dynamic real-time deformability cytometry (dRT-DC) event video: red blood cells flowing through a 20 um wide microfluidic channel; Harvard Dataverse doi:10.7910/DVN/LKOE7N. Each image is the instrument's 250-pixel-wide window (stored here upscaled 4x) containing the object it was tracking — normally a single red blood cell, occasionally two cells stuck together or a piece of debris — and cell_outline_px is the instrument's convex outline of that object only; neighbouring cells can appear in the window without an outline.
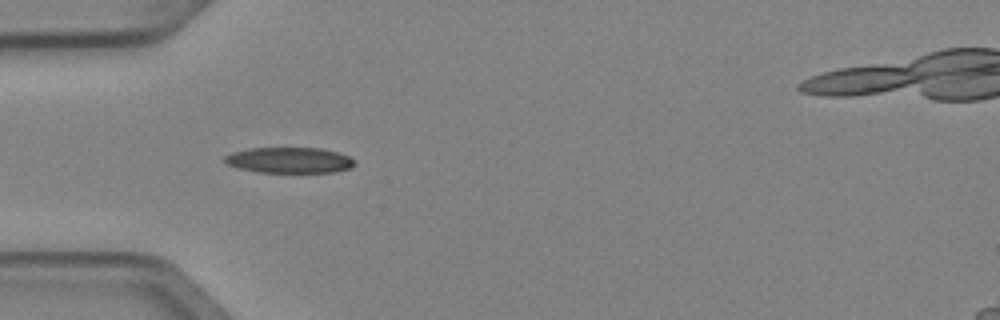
{"species": "Egyptian fruit bat (a non-hibernating species)", "species_latin": "Rousettus aegyptiacus", "temperature_condition": "cold", "stored_images_in_passage": 6, "camera_frame_rate_fps": 3000, "um_per_image_px": 0.085, "animal": {"sex": "female"}, "frame": {"image": 1, "passage_image": 4, "time_ms": 1.0, "image_size_px": [1000, 320], "cell_outline_px": [[356, 164], [352, 168], [336, 172], [260, 172], [240, 168], [228, 164], [224, 160], [224, 156], [232, 152], [248, 148], [320, 148], [336, 152], [348, 156], [356, 160]], "centroid_in_image_um": [24.64, 13.61], "position_along_channel_um": 60.4, "area_um2": 19.48}}
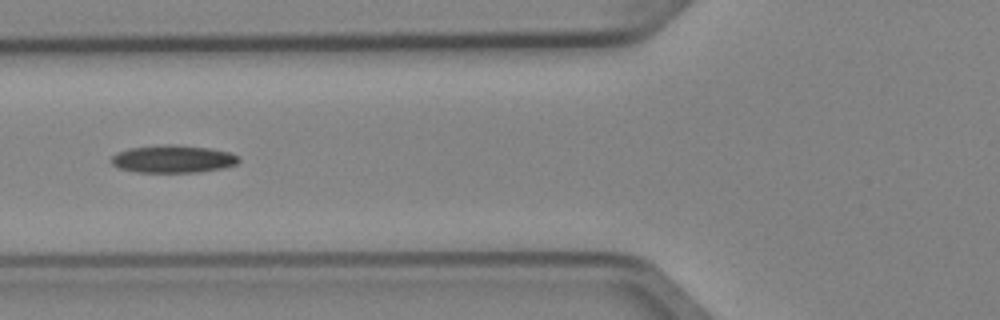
{"frame": {"image": 2, "passage_image": 5, "time_ms": 1.333, "image_size_px": [1000, 320], "cell_outline_px": [[240, 160], [236, 164], [224, 168], [200, 172], [136, 172], [120, 168], [112, 164], [112, 156], [120, 152], [132, 148], [172, 144], [208, 148], [228, 152], [240, 156]], "centroid_in_image_um": [14.76, 13.52], "position_along_channel_um": 111.0, "area_um2": 20.23}}